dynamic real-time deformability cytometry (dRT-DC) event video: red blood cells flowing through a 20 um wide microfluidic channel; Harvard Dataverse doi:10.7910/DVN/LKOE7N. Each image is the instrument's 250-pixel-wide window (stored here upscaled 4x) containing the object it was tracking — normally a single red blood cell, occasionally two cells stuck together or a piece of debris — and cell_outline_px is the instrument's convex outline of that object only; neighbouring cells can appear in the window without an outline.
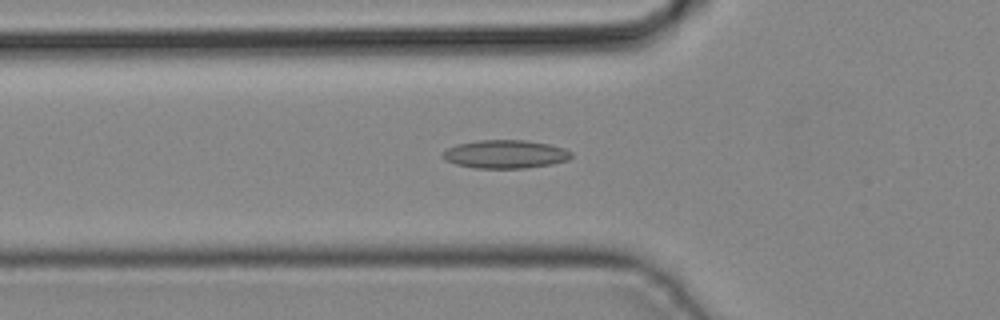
{"species": "common noctule bat (a hibernating species)", "species_latin": "Nyctalus noctula", "temperature_condition": "cold", "stored_images_in_passage": 43, "camera_frame_rate_fps": 3000, "um_per_image_px": 0.085, "animal": {"sex": "male", "body_mass_g": 19.2, "forearm_length_mm": 51.8}, "frame": {"image": 1, "passage_image": 15, "time_ms": 4.667, "image_size_px": [1000, 320], "cell_outline_px": [[572, 156], [568, 160], [552, 164], [524, 168], [476, 168], [456, 164], [444, 160], [440, 156], [448, 148], [456, 144], [480, 140], [524, 140], [548, 144], [564, 148], [572, 152]], "centroid_in_image_um": [42.94, 13.1], "position_along_channel_um": 82.9, "area_um2": 21.21}}
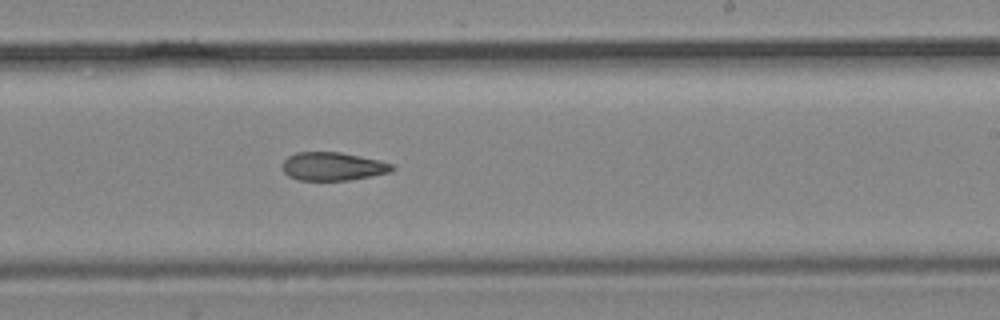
{"frame": {"image": 2, "passage_image": 26, "time_ms": 8.333, "image_size_px": [1000, 320], "cell_outline_px": [[396, 168], [392, 172], [348, 180], [296, 180], [288, 176], [284, 172], [284, 160], [288, 156], [296, 152], [340, 152], [380, 160], [392, 164]], "centroid_in_image_um": [28.31, 14.14], "position_along_channel_um": 260.7, "area_um2": 18.09}}
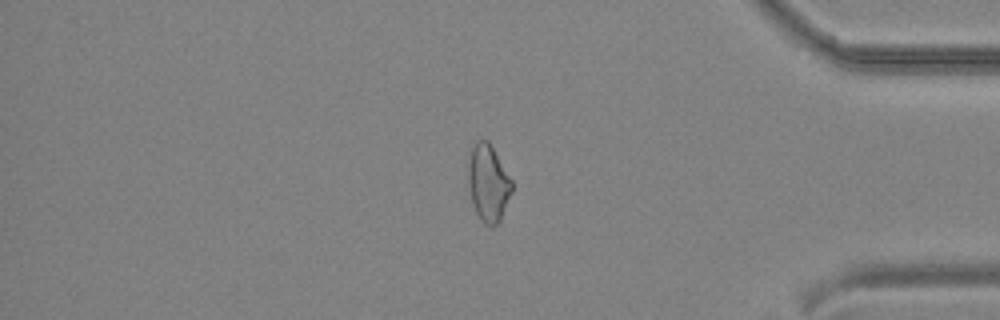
{"frame": {"image": 3, "passage_image": 36, "time_ms": 11.667, "image_size_px": [1000, 320], "cell_outline_px": [[512, 192], [500, 220], [492, 228], [484, 224], [480, 220], [476, 212], [472, 200], [468, 184], [468, 160], [472, 148], [476, 140], [488, 140], [512, 180]], "centroid_in_image_um": [41.49, 15.57], "position_along_channel_um": 393.7, "area_um2": 19.54}}